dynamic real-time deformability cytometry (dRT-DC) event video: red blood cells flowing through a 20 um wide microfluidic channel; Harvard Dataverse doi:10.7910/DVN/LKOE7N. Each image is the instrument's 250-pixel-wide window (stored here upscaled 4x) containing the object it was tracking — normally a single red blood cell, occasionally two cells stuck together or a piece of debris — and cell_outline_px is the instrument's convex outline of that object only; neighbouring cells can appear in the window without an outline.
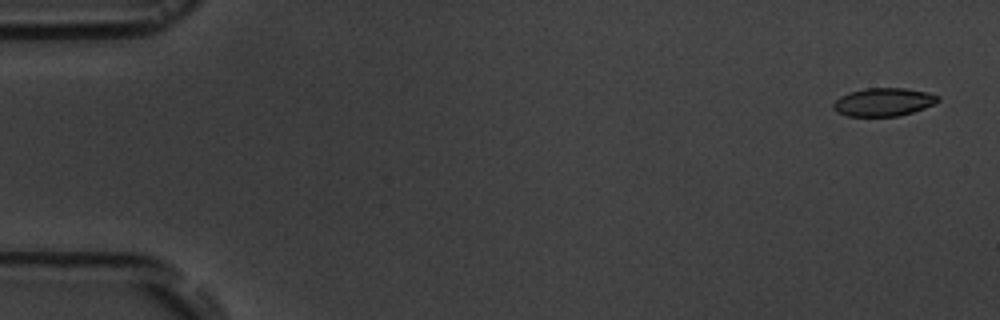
{"species": "common noctule bat (a hibernating species)", "species_latin": "Nyctalus noctula", "temperature_condition": "room temperature", "stored_images_in_passage": 6, "camera_frame_rate_fps": 3000, "um_per_image_px": 0.085, "animal": {"sex": "male", "body_mass_g": 19.5, "forearm_length_mm": 54.6}, "frame": {"image": 1, "passage_image": 1, "time_ms": 0.0, "image_size_px": [1000, 320], "cell_outline_px": [[940, 100], [936, 104], [912, 112], [896, 116], [848, 116], [836, 112], [832, 108], [832, 104], [840, 96], [848, 92], [868, 88], [904, 88], [928, 92], [940, 96]], "centroid_in_image_um": [75.1, 8.67], "position_along_channel_um": 9.9, "area_um2": 17.28}}
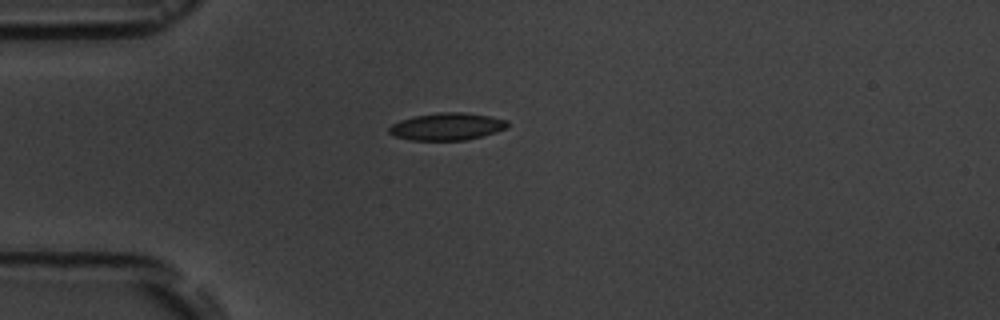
{"frame": {"image": 2, "passage_image": 5, "time_ms": 4.333, "image_size_px": [1000, 320], "cell_outline_px": [[508, 128], [496, 132], [468, 140], [408, 140], [396, 136], [388, 132], [388, 128], [392, 124], [400, 120], [416, 116], [440, 112], [464, 112], [488, 116], [508, 120]], "centroid_in_image_um": [38.01, 10.76], "position_along_channel_um": 47.0, "area_um2": 18.84}}
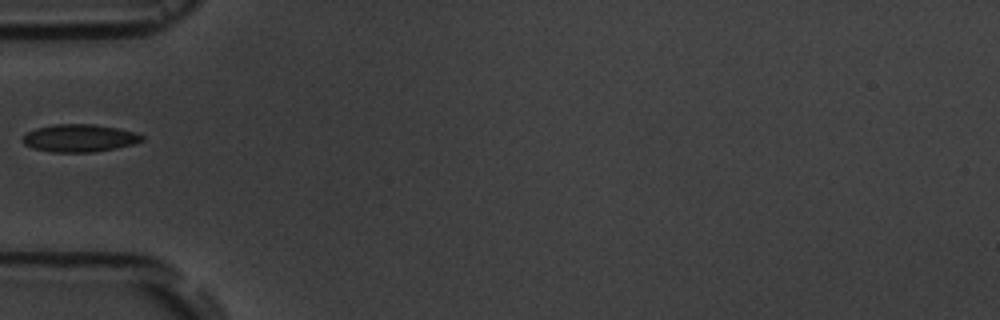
{"frame": {"image": 3, "passage_image": 6, "time_ms": 5.667, "image_size_px": [1000, 320], "cell_outline_px": [[144, 140], [132, 144], [116, 148], [92, 152], [52, 152], [32, 148], [24, 144], [20, 140], [28, 132], [36, 128], [56, 124], [96, 124], [136, 132], [144, 136]], "centroid_in_image_um": [6.75, 11.74], "position_along_channel_um": 78.3, "area_um2": 19.19}}